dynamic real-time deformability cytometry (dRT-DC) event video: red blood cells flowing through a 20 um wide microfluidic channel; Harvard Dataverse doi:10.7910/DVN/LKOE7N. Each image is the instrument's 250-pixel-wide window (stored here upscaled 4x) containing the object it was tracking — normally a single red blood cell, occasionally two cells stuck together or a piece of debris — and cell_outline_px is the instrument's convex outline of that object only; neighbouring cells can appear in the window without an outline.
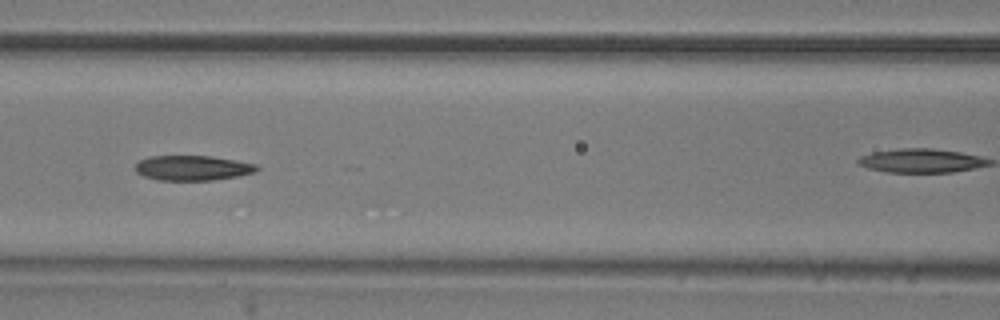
{"species": "common noctule bat (a hibernating species)", "species_latin": "Nyctalus noctula", "temperature_condition": "room temperature", "stored_images_in_passage": 8, "camera_frame_rate_fps": 3000, "um_per_image_px": 0.085, "animal": {"sex": "male", "body_mass_g": 20.5, "forearm_length_mm": 52.5}, "frame": {"image": 1, "passage_image": 5, "time_ms": 1.333, "image_size_px": [1000, 320], "cell_outline_px": [[260, 168], [256, 172], [236, 176], [212, 180], [156, 180], [144, 176], [136, 172], [136, 164], [140, 160], [148, 156], [212, 156], [236, 160], [256, 164]], "centroid_in_image_um": [16.37, 14.27], "position_along_channel_um": 150.2, "area_um2": 17.69}}
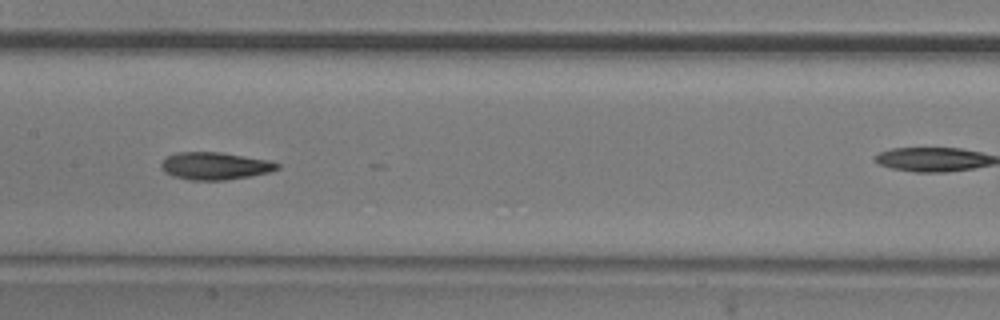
{"frame": {"image": 2, "passage_image": 6, "time_ms": 1.667, "image_size_px": [1000, 320], "cell_outline_px": [[280, 168], [268, 172], [248, 176], [224, 180], [192, 180], [172, 176], [164, 172], [160, 168], [160, 164], [168, 156], [180, 152], [220, 152], [268, 160], [280, 164]], "centroid_in_image_um": [18.25, 14.1], "position_along_channel_um": 189.2, "area_um2": 18.38}}
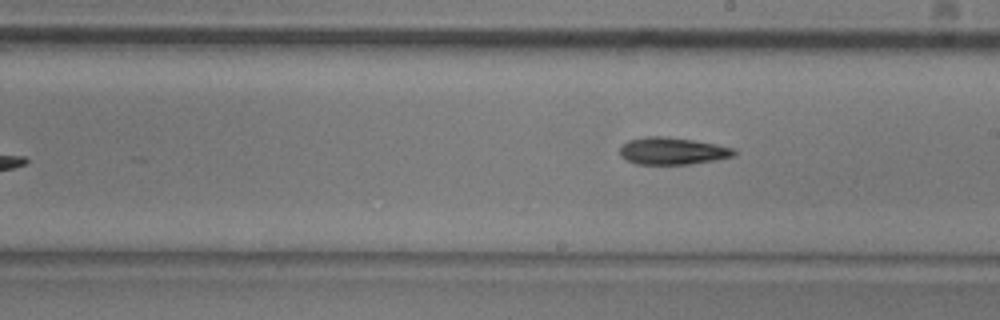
{"frame": {"image": 3, "passage_image": 8, "time_ms": 2.333, "image_size_px": [1000, 320], "cell_outline_px": [[736, 156], [716, 160], [688, 164], [636, 164], [620, 156], [620, 148], [628, 140], [644, 136], [668, 136], [716, 144], [736, 148]], "centroid_in_image_um": [57.19, 12.83], "position_along_channel_um": 231.8, "area_um2": 18.21}}